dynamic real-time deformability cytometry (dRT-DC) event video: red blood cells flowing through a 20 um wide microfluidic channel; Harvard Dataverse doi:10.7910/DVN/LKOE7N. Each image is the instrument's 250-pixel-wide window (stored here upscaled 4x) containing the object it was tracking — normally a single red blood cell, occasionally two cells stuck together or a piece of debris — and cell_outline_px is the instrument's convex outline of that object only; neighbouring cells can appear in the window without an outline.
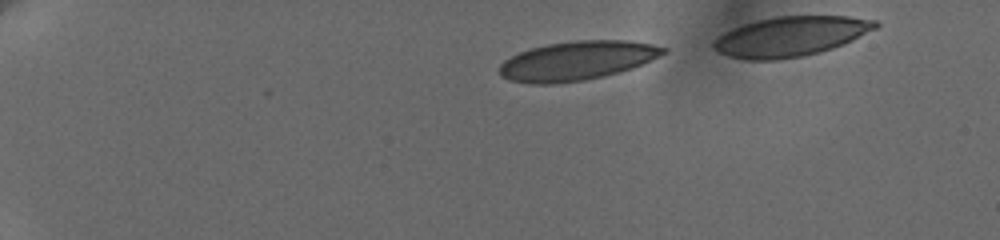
{"species": "human", "species_latin": "Homo sapiens", "temperature_condition": "cold", "stored_images_in_passage": 11, "camera_frame_rate_fps": 3000, "um_per_image_px": 0.085, "donor": {"sex": "female"}, "frame": {"image": 1, "passage_image": 2, "time_ms": 1.333, "image_size_px": [1000, 240], "cell_outline_px": [[668, 52], [632, 68], [604, 76], [584, 80], [552, 84], [532, 84], [508, 80], [500, 76], [500, 64], [504, 60], [520, 52], [532, 48], [548, 44], [576, 40], [628, 40], [652, 44], [668, 48]], "centroid_in_image_um": [49.05, 5.16], "position_along_channel_um": 36.0, "area_um2": 37.22}}
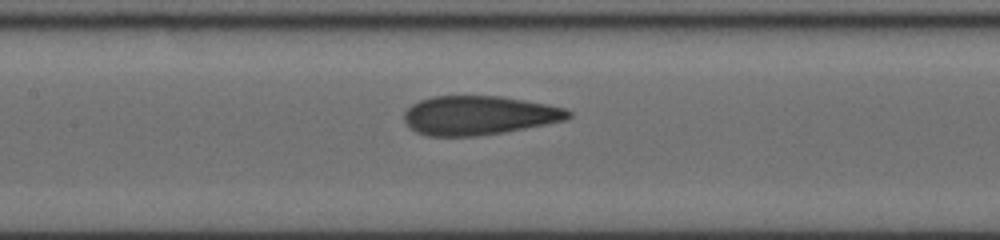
{"frame": {"image": 2, "passage_image": 8, "time_ms": 7.333, "image_size_px": [1000, 240], "cell_outline_px": [[572, 116], [568, 120], [504, 132], [476, 136], [428, 136], [416, 132], [404, 120], [404, 112], [412, 104], [420, 100], [432, 96], [500, 96], [548, 104], [568, 108], [572, 112]], "centroid_in_image_um": [40.75, 9.8], "position_along_channel_um": 166.6, "area_um2": 37.51}}
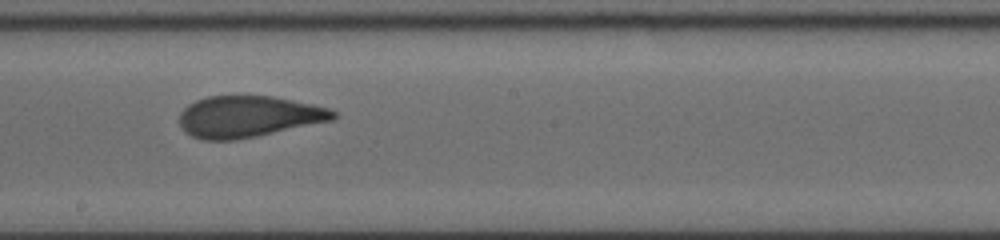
{"frame": {"image": 3, "passage_image": 10, "time_ms": 9.0, "image_size_px": [1000, 240], "cell_outline_px": [[336, 116], [332, 120], [256, 136], [232, 140], [204, 140], [192, 136], [184, 132], [180, 124], [180, 112], [188, 104], [196, 100], [208, 96], [272, 96], [312, 104], [328, 108], [336, 112]], "centroid_in_image_um": [21.07, 9.9], "position_along_channel_um": 227.1, "area_um2": 36.82}}